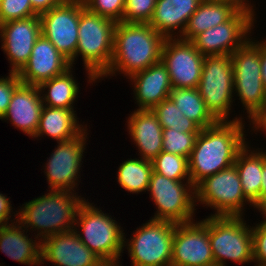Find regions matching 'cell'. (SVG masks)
<instances>
[{"mask_svg":"<svg viewBox=\"0 0 266 266\" xmlns=\"http://www.w3.org/2000/svg\"><path fill=\"white\" fill-rule=\"evenodd\" d=\"M117 170V183L125 191L132 194H139L148 190L153 171L152 161L144 160L140 157L128 158L120 163Z\"/></svg>","mask_w":266,"mask_h":266,"instance_id":"obj_30","label":"cell"},{"mask_svg":"<svg viewBox=\"0 0 266 266\" xmlns=\"http://www.w3.org/2000/svg\"><path fill=\"white\" fill-rule=\"evenodd\" d=\"M155 5L156 0H125L122 22L149 23Z\"/></svg>","mask_w":266,"mask_h":266,"instance_id":"obj_34","label":"cell"},{"mask_svg":"<svg viewBox=\"0 0 266 266\" xmlns=\"http://www.w3.org/2000/svg\"><path fill=\"white\" fill-rule=\"evenodd\" d=\"M40 36L39 15L0 24L1 48L11 65L9 72L18 73L23 68Z\"/></svg>","mask_w":266,"mask_h":266,"instance_id":"obj_17","label":"cell"},{"mask_svg":"<svg viewBox=\"0 0 266 266\" xmlns=\"http://www.w3.org/2000/svg\"><path fill=\"white\" fill-rule=\"evenodd\" d=\"M76 110L43 106L38 129L33 138L48 136L63 142L78 136L87 125L79 123Z\"/></svg>","mask_w":266,"mask_h":266,"instance_id":"obj_25","label":"cell"},{"mask_svg":"<svg viewBox=\"0 0 266 266\" xmlns=\"http://www.w3.org/2000/svg\"><path fill=\"white\" fill-rule=\"evenodd\" d=\"M133 85V97L138 108L136 110H151L161 101L169 98L173 89L167 67L162 61L139 71L128 78Z\"/></svg>","mask_w":266,"mask_h":266,"instance_id":"obj_21","label":"cell"},{"mask_svg":"<svg viewBox=\"0 0 266 266\" xmlns=\"http://www.w3.org/2000/svg\"><path fill=\"white\" fill-rule=\"evenodd\" d=\"M0 193V227L3 225L16 222L18 220V211H13L12 202L7 195ZM14 214V215H12ZM12 216H14L12 219ZM12 219V220H11Z\"/></svg>","mask_w":266,"mask_h":266,"instance_id":"obj_39","label":"cell"},{"mask_svg":"<svg viewBox=\"0 0 266 266\" xmlns=\"http://www.w3.org/2000/svg\"><path fill=\"white\" fill-rule=\"evenodd\" d=\"M260 61L263 84L266 89V37L260 40Z\"/></svg>","mask_w":266,"mask_h":266,"instance_id":"obj_42","label":"cell"},{"mask_svg":"<svg viewBox=\"0 0 266 266\" xmlns=\"http://www.w3.org/2000/svg\"><path fill=\"white\" fill-rule=\"evenodd\" d=\"M73 230L103 262L121 259L125 236L123 227L110 214L89 203L88 199L78 209Z\"/></svg>","mask_w":266,"mask_h":266,"instance_id":"obj_5","label":"cell"},{"mask_svg":"<svg viewBox=\"0 0 266 266\" xmlns=\"http://www.w3.org/2000/svg\"><path fill=\"white\" fill-rule=\"evenodd\" d=\"M256 19L239 9L228 21L198 34L191 42L203 56L231 55L250 39Z\"/></svg>","mask_w":266,"mask_h":266,"instance_id":"obj_13","label":"cell"},{"mask_svg":"<svg viewBox=\"0 0 266 266\" xmlns=\"http://www.w3.org/2000/svg\"><path fill=\"white\" fill-rule=\"evenodd\" d=\"M147 191L157 210L151 219L175 223L195 220V187L191 181L171 180L152 171Z\"/></svg>","mask_w":266,"mask_h":266,"instance_id":"obj_11","label":"cell"},{"mask_svg":"<svg viewBox=\"0 0 266 266\" xmlns=\"http://www.w3.org/2000/svg\"><path fill=\"white\" fill-rule=\"evenodd\" d=\"M169 98L185 117L194 121L201 129L212 126L217 122L207 110L198 88H173Z\"/></svg>","mask_w":266,"mask_h":266,"instance_id":"obj_29","label":"cell"},{"mask_svg":"<svg viewBox=\"0 0 266 266\" xmlns=\"http://www.w3.org/2000/svg\"><path fill=\"white\" fill-rule=\"evenodd\" d=\"M33 10L38 14L49 11L51 8L60 5L64 0H30Z\"/></svg>","mask_w":266,"mask_h":266,"instance_id":"obj_41","label":"cell"},{"mask_svg":"<svg viewBox=\"0 0 266 266\" xmlns=\"http://www.w3.org/2000/svg\"><path fill=\"white\" fill-rule=\"evenodd\" d=\"M72 72L73 67L38 86L44 106L74 110L80 89Z\"/></svg>","mask_w":266,"mask_h":266,"instance_id":"obj_28","label":"cell"},{"mask_svg":"<svg viewBox=\"0 0 266 266\" xmlns=\"http://www.w3.org/2000/svg\"><path fill=\"white\" fill-rule=\"evenodd\" d=\"M18 222L0 227V251L21 264L41 265V241L28 237V231ZM38 240V241H37Z\"/></svg>","mask_w":266,"mask_h":266,"instance_id":"obj_24","label":"cell"},{"mask_svg":"<svg viewBox=\"0 0 266 266\" xmlns=\"http://www.w3.org/2000/svg\"><path fill=\"white\" fill-rule=\"evenodd\" d=\"M251 131L252 133H255V131L259 132V131H263V133L265 132L266 135V109L265 111L254 121V123L252 124L251 127Z\"/></svg>","mask_w":266,"mask_h":266,"instance_id":"obj_44","label":"cell"},{"mask_svg":"<svg viewBox=\"0 0 266 266\" xmlns=\"http://www.w3.org/2000/svg\"><path fill=\"white\" fill-rule=\"evenodd\" d=\"M199 133H183L171 128L163 129V151L189 158Z\"/></svg>","mask_w":266,"mask_h":266,"instance_id":"obj_33","label":"cell"},{"mask_svg":"<svg viewBox=\"0 0 266 266\" xmlns=\"http://www.w3.org/2000/svg\"><path fill=\"white\" fill-rule=\"evenodd\" d=\"M248 144L238 153L234 165L244 196L255 206L261 199L263 149L251 150Z\"/></svg>","mask_w":266,"mask_h":266,"instance_id":"obj_27","label":"cell"},{"mask_svg":"<svg viewBox=\"0 0 266 266\" xmlns=\"http://www.w3.org/2000/svg\"><path fill=\"white\" fill-rule=\"evenodd\" d=\"M262 183H261V199L254 206L258 212L266 213V150H263V170H262Z\"/></svg>","mask_w":266,"mask_h":266,"instance_id":"obj_40","label":"cell"},{"mask_svg":"<svg viewBox=\"0 0 266 266\" xmlns=\"http://www.w3.org/2000/svg\"><path fill=\"white\" fill-rule=\"evenodd\" d=\"M198 90L211 115L217 121H229L235 102L231 55L205 56Z\"/></svg>","mask_w":266,"mask_h":266,"instance_id":"obj_8","label":"cell"},{"mask_svg":"<svg viewBox=\"0 0 266 266\" xmlns=\"http://www.w3.org/2000/svg\"><path fill=\"white\" fill-rule=\"evenodd\" d=\"M203 56L191 41L166 38L161 61L167 67L173 88H198Z\"/></svg>","mask_w":266,"mask_h":266,"instance_id":"obj_16","label":"cell"},{"mask_svg":"<svg viewBox=\"0 0 266 266\" xmlns=\"http://www.w3.org/2000/svg\"><path fill=\"white\" fill-rule=\"evenodd\" d=\"M244 216H208V234L215 264L226 266L227 261L246 264L253 261L251 226Z\"/></svg>","mask_w":266,"mask_h":266,"instance_id":"obj_7","label":"cell"},{"mask_svg":"<svg viewBox=\"0 0 266 266\" xmlns=\"http://www.w3.org/2000/svg\"><path fill=\"white\" fill-rule=\"evenodd\" d=\"M70 61L42 34L35 41L28 62L18 72L23 84L39 86L41 83L65 73Z\"/></svg>","mask_w":266,"mask_h":266,"instance_id":"obj_19","label":"cell"},{"mask_svg":"<svg viewBox=\"0 0 266 266\" xmlns=\"http://www.w3.org/2000/svg\"><path fill=\"white\" fill-rule=\"evenodd\" d=\"M127 131L139 157L153 161L163 151V128L152 110H134L126 119Z\"/></svg>","mask_w":266,"mask_h":266,"instance_id":"obj_22","label":"cell"},{"mask_svg":"<svg viewBox=\"0 0 266 266\" xmlns=\"http://www.w3.org/2000/svg\"><path fill=\"white\" fill-rule=\"evenodd\" d=\"M153 171L171 180L191 181L188 159L172 153L161 151L152 161Z\"/></svg>","mask_w":266,"mask_h":266,"instance_id":"obj_32","label":"cell"},{"mask_svg":"<svg viewBox=\"0 0 266 266\" xmlns=\"http://www.w3.org/2000/svg\"><path fill=\"white\" fill-rule=\"evenodd\" d=\"M119 261H114V262H103L100 266H122V264L120 265Z\"/></svg>","mask_w":266,"mask_h":266,"instance_id":"obj_45","label":"cell"},{"mask_svg":"<svg viewBox=\"0 0 266 266\" xmlns=\"http://www.w3.org/2000/svg\"><path fill=\"white\" fill-rule=\"evenodd\" d=\"M208 234V216L188 223H176L170 266L214 265Z\"/></svg>","mask_w":266,"mask_h":266,"instance_id":"obj_15","label":"cell"},{"mask_svg":"<svg viewBox=\"0 0 266 266\" xmlns=\"http://www.w3.org/2000/svg\"><path fill=\"white\" fill-rule=\"evenodd\" d=\"M165 39L148 23L117 22L114 29L112 61L99 81L118 73L128 79L160 62Z\"/></svg>","mask_w":266,"mask_h":266,"instance_id":"obj_2","label":"cell"},{"mask_svg":"<svg viewBox=\"0 0 266 266\" xmlns=\"http://www.w3.org/2000/svg\"><path fill=\"white\" fill-rule=\"evenodd\" d=\"M151 110L163 129L171 128L183 133H199L201 130L194 121L184 116L170 98L161 101Z\"/></svg>","mask_w":266,"mask_h":266,"instance_id":"obj_31","label":"cell"},{"mask_svg":"<svg viewBox=\"0 0 266 266\" xmlns=\"http://www.w3.org/2000/svg\"><path fill=\"white\" fill-rule=\"evenodd\" d=\"M7 77H0V119L7 112L15 89L22 83L16 72H9Z\"/></svg>","mask_w":266,"mask_h":266,"instance_id":"obj_38","label":"cell"},{"mask_svg":"<svg viewBox=\"0 0 266 266\" xmlns=\"http://www.w3.org/2000/svg\"><path fill=\"white\" fill-rule=\"evenodd\" d=\"M85 7L92 13L122 22L125 0H83Z\"/></svg>","mask_w":266,"mask_h":266,"instance_id":"obj_36","label":"cell"},{"mask_svg":"<svg viewBox=\"0 0 266 266\" xmlns=\"http://www.w3.org/2000/svg\"><path fill=\"white\" fill-rule=\"evenodd\" d=\"M55 266H100L103 261L78 238L72 229L41 241V264Z\"/></svg>","mask_w":266,"mask_h":266,"instance_id":"obj_18","label":"cell"},{"mask_svg":"<svg viewBox=\"0 0 266 266\" xmlns=\"http://www.w3.org/2000/svg\"><path fill=\"white\" fill-rule=\"evenodd\" d=\"M238 10L227 1L203 0L189 18L180 39L192 41L198 34L228 21Z\"/></svg>","mask_w":266,"mask_h":266,"instance_id":"obj_26","label":"cell"},{"mask_svg":"<svg viewBox=\"0 0 266 266\" xmlns=\"http://www.w3.org/2000/svg\"><path fill=\"white\" fill-rule=\"evenodd\" d=\"M83 0H64L60 5L39 15L41 34L69 61L76 54L78 25Z\"/></svg>","mask_w":266,"mask_h":266,"instance_id":"obj_14","label":"cell"},{"mask_svg":"<svg viewBox=\"0 0 266 266\" xmlns=\"http://www.w3.org/2000/svg\"><path fill=\"white\" fill-rule=\"evenodd\" d=\"M202 1L156 0L154 13L148 24L165 38H180L189 18Z\"/></svg>","mask_w":266,"mask_h":266,"instance_id":"obj_23","label":"cell"},{"mask_svg":"<svg viewBox=\"0 0 266 266\" xmlns=\"http://www.w3.org/2000/svg\"><path fill=\"white\" fill-rule=\"evenodd\" d=\"M47 191L49 193L25 202L18 209L17 221L27 231H36L37 234L33 236L40 241L51 235L72 230L78 209L85 200L74 191Z\"/></svg>","mask_w":266,"mask_h":266,"instance_id":"obj_3","label":"cell"},{"mask_svg":"<svg viewBox=\"0 0 266 266\" xmlns=\"http://www.w3.org/2000/svg\"><path fill=\"white\" fill-rule=\"evenodd\" d=\"M195 202L196 206L200 203L204 207L214 209L215 212L211 216H244L245 205L254 208L244 196L234 164L200 181L195 186Z\"/></svg>","mask_w":266,"mask_h":266,"instance_id":"obj_10","label":"cell"},{"mask_svg":"<svg viewBox=\"0 0 266 266\" xmlns=\"http://www.w3.org/2000/svg\"><path fill=\"white\" fill-rule=\"evenodd\" d=\"M37 15L30 0H0V24Z\"/></svg>","mask_w":266,"mask_h":266,"instance_id":"obj_35","label":"cell"},{"mask_svg":"<svg viewBox=\"0 0 266 266\" xmlns=\"http://www.w3.org/2000/svg\"><path fill=\"white\" fill-rule=\"evenodd\" d=\"M232 65L234 71V94L239 97L249 125L266 109V89L263 84L260 42L250 39L232 54Z\"/></svg>","mask_w":266,"mask_h":266,"instance_id":"obj_6","label":"cell"},{"mask_svg":"<svg viewBox=\"0 0 266 266\" xmlns=\"http://www.w3.org/2000/svg\"><path fill=\"white\" fill-rule=\"evenodd\" d=\"M262 221L252 225L253 261L255 266H266V213H261Z\"/></svg>","mask_w":266,"mask_h":266,"instance_id":"obj_37","label":"cell"},{"mask_svg":"<svg viewBox=\"0 0 266 266\" xmlns=\"http://www.w3.org/2000/svg\"><path fill=\"white\" fill-rule=\"evenodd\" d=\"M176 223L167 220H148L126 239L131 266H170Z\"/></svg>","mask_w":266,"mask_h":266,"instance_id":"obj_9","label":"cell"},{"mask_svg":"<svg viewBox=\"0 0 266 266\" xmlns=\"http://www.w3.org/2000/svg\"><path fill=\"white\" fill-rule=\"evenodd\" d=\"M86 127L73 139L57 142L58 145L51 152L44 164V174L48 182V189L66 190L76 192L80 183V170L83 164L84 152L87 145ZM82 162V163H81Z\"/></svg>","mask_w":266,"mask_h":266,"instance_id":"obj_12","label":"cell"},{"mask_svg":"<svg viewBox=\"0 0 266 266\" xmlns=\"http://www.w3.org/2000/svg\"><path fill=\"white\" fill-rule=\"evenodd\" d=\"M38 86L21 83L14 91L7 112L0 120H8L27 136L33 138L38 129L43 102Z\"/></svg>","mask_w":266,"mask_h":266,"instance_id":"obj_20","label":"cell"},{"mask_svg":"<svg viewBox=\"0 0 266 266\" xmlns=\"http://www.w3.org/2000/svg\"><path fill=\"white\" fill-rule=\"evenodd\" d=\"M115 25L112 19L92 13L85 6L81 9L78 45L70 64L74 67L76 59L82 57L89 84L97 82L111 64Z\"/></svg>","mask_w":266,"mask_h":266,"instance_id":"obj_4","label":"cell"},{"mask_svg":"<svg viewBox=\"0 0 266 266\" xmlns=\"http://www.w3.org/2000/svg\"><path fill=\"white\" fill-rule=\"evenodd\" d=\"M235 116L229 121H217L201 129L188 158L191 184L195 187L204 178L235 163L238 153L246 146L245 121Z\"/></svg>","mask_w":266,"mask_h":266,"instance_id":"obj_1","label":"cell"},{"mask_svg":"<svg viewBox=\"0 0 266 266\" xmlns=\"http://www.w3.org/2000/svg\"><path fill=\"white\" fill-rule=\"evenodd\" d=\"M219 1H227L230 2L232 4H234L238 9L241 10H246L248 12H250L251 14H253L254 16H256L257 14H255L256 12L254 10L255 5L251 4V2L249 0H219Z\"/></svg>","mask_w":266,"mask_h":266,"instance_id":"obj_43","label":"cell"}]
</instances>
